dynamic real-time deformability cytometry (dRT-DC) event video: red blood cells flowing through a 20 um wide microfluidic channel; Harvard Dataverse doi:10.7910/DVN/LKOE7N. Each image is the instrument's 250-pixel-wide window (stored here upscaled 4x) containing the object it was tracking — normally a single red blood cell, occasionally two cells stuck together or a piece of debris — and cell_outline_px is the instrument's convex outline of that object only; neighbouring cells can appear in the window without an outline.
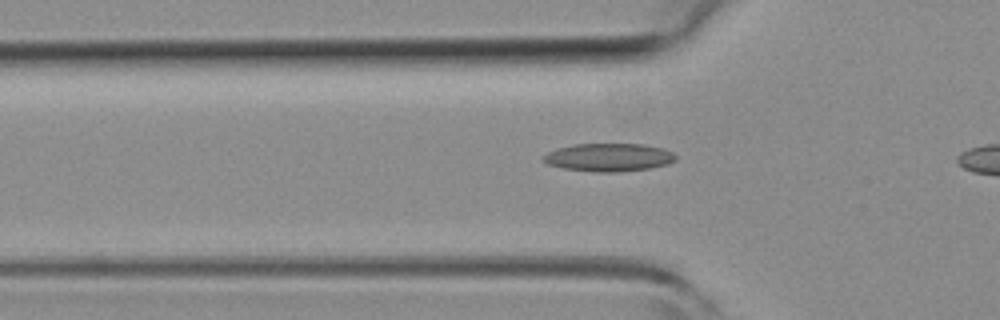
{"species": "common noctule bat (a hibernating species)", "species_latin": "Nyctalus noctula", "temperature_condition": "room temperature", "stored_images_in_passage": 14, "camera_frame_rate_fps": 3000, "um_per_image_px": 0.085, "animal": {"sex": "female", "body_mass_g": 19.3, "forearm_length_mm": 54.1}, "frame": {"image": 1, "passage_image": 12, "time_ms": 3.667, "image_size_px": [1000, 320], "cell_outline_px": [[676, 160], [668, 164], [648, 168], [616, 172], [596, 172], [564, 168], [548, 164], [540, 160], [540, 156], [548, 152], [572, 144], [640, 144], [664, 148], [672, 152], [676, 156]], "centroid_in_image_um": [51.72, 13.37], "position_along_channel_um": 74.1, "area_um2": 21.62}}